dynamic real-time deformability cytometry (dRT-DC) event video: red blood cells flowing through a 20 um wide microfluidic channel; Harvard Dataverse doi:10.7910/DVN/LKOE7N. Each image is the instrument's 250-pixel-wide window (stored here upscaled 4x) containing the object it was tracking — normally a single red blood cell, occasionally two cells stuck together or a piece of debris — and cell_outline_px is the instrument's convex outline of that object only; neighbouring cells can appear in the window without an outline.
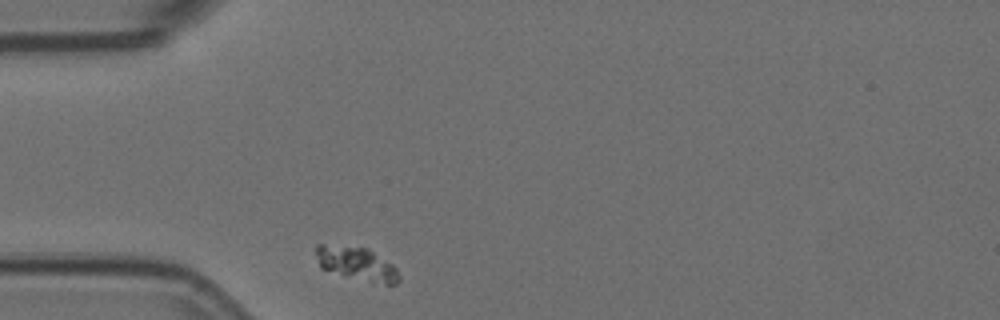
{"species": "Egyptian fruit bat (a non-hibernating species)", "species_latin": "Rousettus aegyptiacus", "temperature_condition": "room temperature", "stored_images_in_passage": 8, "camera_frame_rate_fps": 3000, "um_per_image_px": 0.085, "animal": {"sex": "female"}, "frame": {"image": 1, "passage_image": 1, "time_ms": 0.0, "image_size_px": [1000, 320], "cell_outline_px": [[400, 280], [396, 284], [372, 284], [344, 276], [320, 268], [316, 252], [316, 244], [324, 244], [368, 248], [392, 264], [396, 268], [400, 276]], "centroid_in_image_um": [30.34, 22.44], "position_along_channel_um": 54.7, "area_um2": 16.47}}
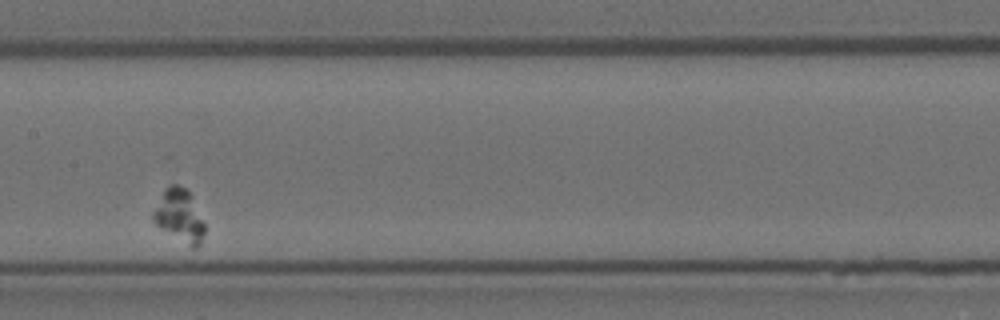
{"frame": {"image": 2, "passage_image": 5, "time_ms": 1.333, "image_size_px": [1000, 320], "cell_outline_px": [[204, 232], [200, 244], [196, 248], [192, 248], [156, 224], [152, 220], [152, 212], [164, 188], [168, 184], [176, 184], [184, 188], [192, 196], [204, 224]], "centroid_in_image_um": [15.23, 18.31], "position_along_channel_um": 192.2, "area_um2": 15.55}}
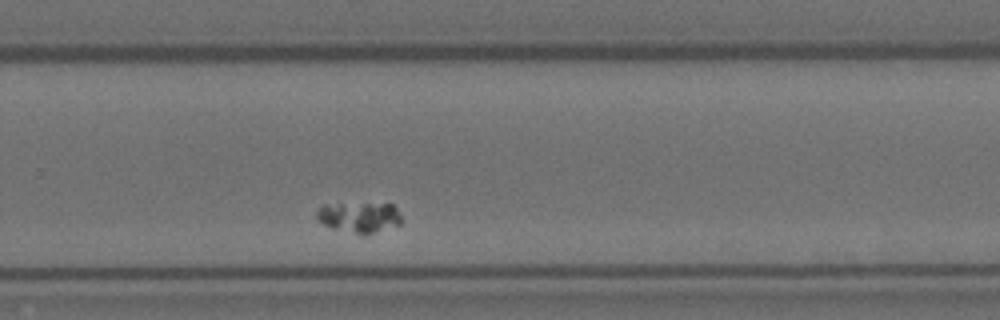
{"frame": {"image": 3, "passage_image": 8, "time_ms": 2.333, "image_size_px": [1000, 320], "cell_outline_px": [[400, 224], [364, 236], [332, 228], [324, 224], [316, 216], [316, 212], [324, 204], [392, 204], [396, 208], [400, 216]], "centroid_in_image_um": [30.53, 18.48], "position_along_channel_um": 299.3, "area_um2": 14.91}}